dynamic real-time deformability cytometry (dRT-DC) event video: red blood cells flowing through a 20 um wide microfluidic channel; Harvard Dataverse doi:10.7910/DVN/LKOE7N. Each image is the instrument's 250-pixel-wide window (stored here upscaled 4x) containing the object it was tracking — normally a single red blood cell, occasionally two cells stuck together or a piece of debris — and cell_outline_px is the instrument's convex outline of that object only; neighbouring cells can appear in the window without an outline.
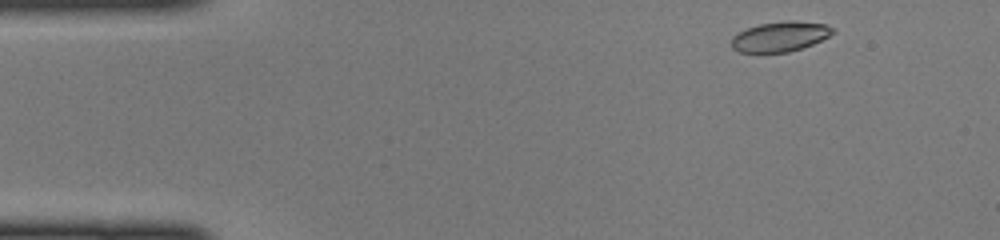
{"species": "common noctule bat (a hibernating species)", "species_latin": "Nyctalus noctula", "temperature_condition": "cold", "stored_images_in_passage": 42, "camera_frame_rate_fps": 3000, "um_per_image_px": 0.085, "animal": {"sex": "female", "body_mass_g": 22.0, "forearm_length_mm": 56.7}, "frame": {"image": 1, "passage_image": 1, "time_ms": 0.0, "image_size_px": [1000, 240], "cell_outline_px": [[836, 32], [812, 44], [788, 52], [740, 52], [732, 48], [732, 36], [748, 28], [760, 24], [792, 20], [824, 24], [836, 28]], "centroid_in_image_um": [66.33, 3.1], "position_along_channel_um": 18.7, "area_um2": 17.46}}
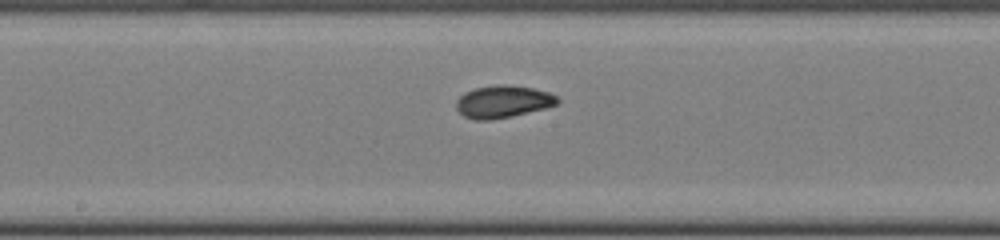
{"frame": {"image": 2, "passage_image": 20, "time_ms": 6.333, "image_size_px": [1000, 240], "cell_outline_px": [[560, 100], [556, 104], [544, 108], [512, 116], [492, 120], [476, 120], [464, 116], [456, 108], [456, 100], [464, 92], [476, 88], [500, 84], [508, 84], [532, 88], [548, 92], [556, 96]], "centroid_in_image_um": [42.73, 8.64], "position_along_channel_um": 205.5, "area_um2": 18.96}}
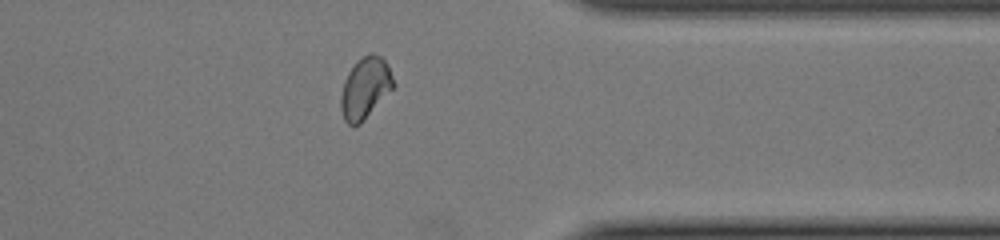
{"frame": {"image": 3, "passage_image": 33, "time_ms": 10.667, "image_size_px": [1000, 240], "cell_outline_px": [[396, 84], [360, 124], [352, 128], [344, 120], [340, 108], [340, 96], [344, 80], [348, 72], [356, 60], [368, 52], [372, 52], [380, 56], [388, 64]], "centroid_in_image_um": [31.02, 7.47], "position_along_channel_um": 380.4, "area_um2": 19.02}}